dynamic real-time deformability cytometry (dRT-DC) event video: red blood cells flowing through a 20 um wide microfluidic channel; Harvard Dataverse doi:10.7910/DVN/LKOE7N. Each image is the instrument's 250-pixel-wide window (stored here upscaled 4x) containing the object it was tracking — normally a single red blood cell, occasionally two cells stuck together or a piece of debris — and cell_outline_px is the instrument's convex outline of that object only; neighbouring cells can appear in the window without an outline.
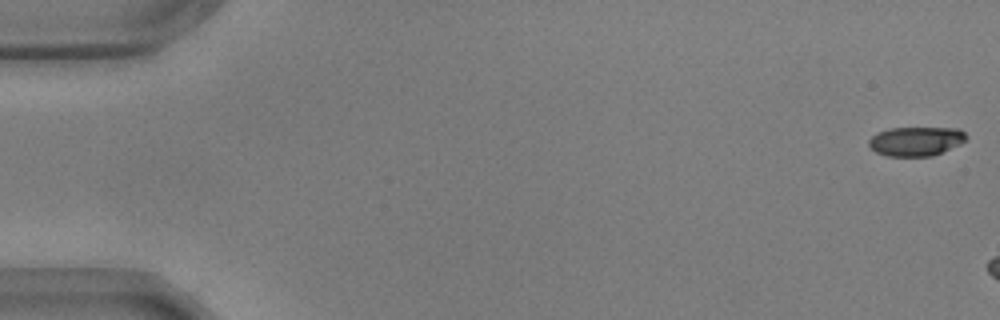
{"species": "common noctule bat (a hibernating species)", "species_latin": "Nyctalus noctula", "temperature_condition": "warm", "stored_images_in_passage": 7, "camera_frame_rate_fps": 3000, "um_per_image_px": 0.085, "animal": {"sex": "male", "body_mass_g": 17.9, "forearm_length_mm": 54.2}, "frame": {"image": 1, "passage_image": 1, "time_ms": 0.0, "image_size_px": [1000, 320], "cell_outline_px": [[968, 136], [960, 144], [932, 156], [888, 156], [876, 152], [868, 144], [868, 140], [872, 136], [888, 128], [960, 128]], "centroid_in_image_um": [77.86, 12.0], "position_along_channel_um": 7.1, "area_um2": 16.47}}